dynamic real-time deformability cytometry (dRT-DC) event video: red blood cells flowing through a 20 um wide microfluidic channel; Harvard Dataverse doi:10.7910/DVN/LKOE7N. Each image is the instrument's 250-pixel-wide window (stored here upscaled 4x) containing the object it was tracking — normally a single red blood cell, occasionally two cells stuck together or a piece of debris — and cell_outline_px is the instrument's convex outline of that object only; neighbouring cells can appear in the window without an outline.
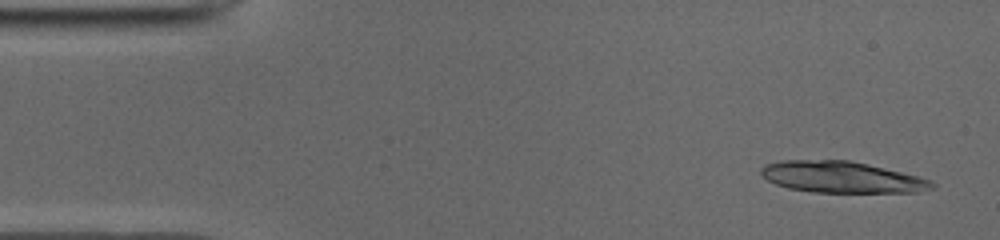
{"species": "common noctule bat (a hibernating species)", "species_latin": "Nyctalus noctula", "temperature_condition": "cold", "stored_images_in_passage": 48, "segment_of_instrument_passage": [1, 2], "camera_frame_rate_fps": 3000, "um_per_image_px": 0.085, "animal": {"sex": "male", "body_mass_g": 19.0, "forearm_length_mm": 50.8}, "frame": {"image": 1, "passage_image": 2, "time_ms": 0.333, "image_size_px": [1000, 240], "cell_outline_px": [[936, 188], [916, 192], [812, 192], [788, 188], [776, 184], [768, 180], [760, 172], [760, 168], [764, 164], [780, 160], [852, 160], [932, 180], [936, 184]], "centroid_in_image_um": [71.53, 15.05], "position_along_channel_um": 13.5, "area_um2": 31.21}}